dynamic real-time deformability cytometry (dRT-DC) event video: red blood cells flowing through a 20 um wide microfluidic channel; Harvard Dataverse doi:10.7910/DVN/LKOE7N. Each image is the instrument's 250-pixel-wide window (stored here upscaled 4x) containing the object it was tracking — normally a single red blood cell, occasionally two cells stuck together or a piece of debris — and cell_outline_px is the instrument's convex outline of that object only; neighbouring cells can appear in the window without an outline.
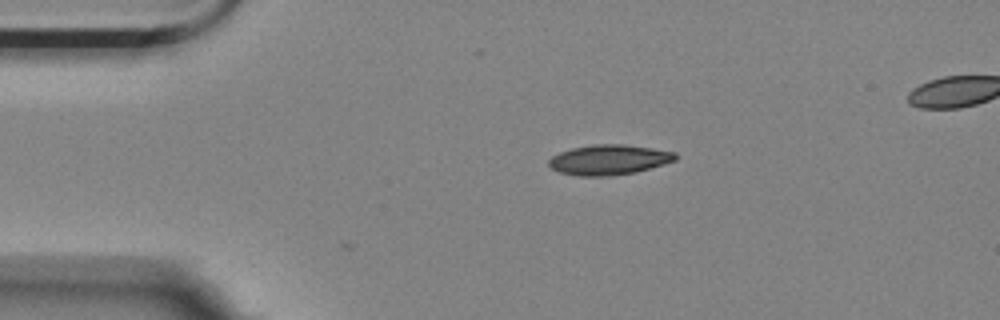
{"species": "Egyptian fruit bat (a non-hibernating species)", "species_latin": "Rousettus aegyptiacus", "temperature_condition": "room temperature", "stored_images_in_passage": 2, "camera_frame_rate_fps": 3000, "um_per_image_px": 0.085, "animal": {"sex": "female"}, "frame": {"image": 1, "passage_image": 1, "time_ms": 0.0, "image_size_px": [1000, 320], "cell_outline_px": [[676, 160], [664, 164], [636, 172], [612, 176], [576, 176], [560, 172], [552, 168], [548, 164], [548, 160], [552, 156], [560, 152], [572, 148], [596, 144], [624, 144], [652, 148], [676, 152]], "centroid_in_image_um": [51.76, 13.58], "position_along_channel_um": 33.2, "area_um2": 22.25}}